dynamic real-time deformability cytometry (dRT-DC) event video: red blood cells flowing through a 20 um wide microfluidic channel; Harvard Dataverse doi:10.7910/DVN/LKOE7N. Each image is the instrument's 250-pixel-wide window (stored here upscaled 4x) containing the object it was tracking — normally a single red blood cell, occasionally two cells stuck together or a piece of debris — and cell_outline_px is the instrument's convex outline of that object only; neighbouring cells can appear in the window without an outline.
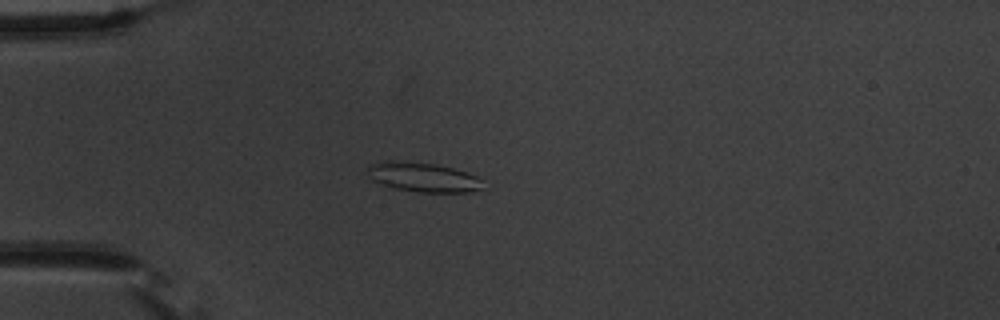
{"species": "common noctule bat (a hibernating species)", "species_latin": "Nyctalus noctula", "temperature_condition": "warm", "stored_images_in_passage": 3, "camera_frame_rate_fps": 3000, "um_per_image_px": 0.085, "animal": {"sex": "male", "body_mass_g": 20.1, "forearm_length_mm": 53.5}, "frame": {"image": 1, "passage_image": 3, "time_ms": 2.333, "image_size_px": [1000, 320], "cell_outline_px": [[480, 188], [468, 192], [420, 192], [396, 188], [380, 184], [372, 180], [364, 172], [364, 168], [368, 164], [388, 160], [392, 160], [436, 164], [452, 168], [476, 176], [480, 180]], "centroid_in_image_um": [35.81, 15.04], "position_along_channel_um": 49.2, "area_um2": 19.71}}